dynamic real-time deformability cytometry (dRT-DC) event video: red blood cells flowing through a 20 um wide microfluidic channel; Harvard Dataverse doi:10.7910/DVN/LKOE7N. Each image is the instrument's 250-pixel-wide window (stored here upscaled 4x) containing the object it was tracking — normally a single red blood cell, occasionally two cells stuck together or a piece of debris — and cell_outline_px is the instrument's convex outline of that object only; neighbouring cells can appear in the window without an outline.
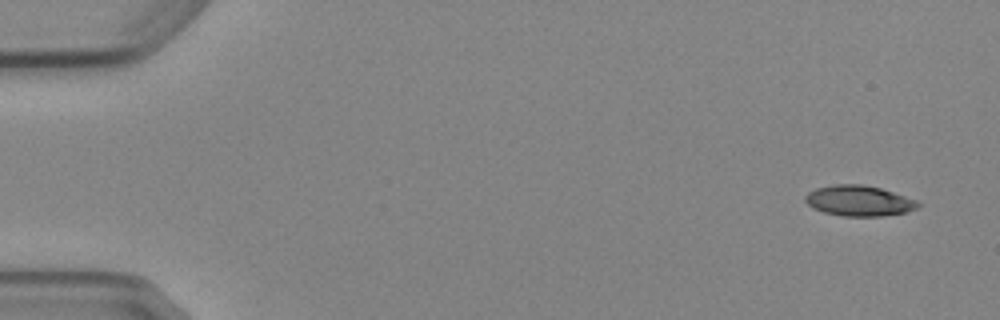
{"species": "Egyptian fruit bat (a non-hibernating species)", "species_latin": "Rousettus aegyptiacus", "temperature_condition": "cold", "stored_images_in_passage": 5, "camera_frame_rate_fps": 3000, "um_per_image_px": 0.085, "animal": {"sex": "female"}, "frame": {"image": 1, "passage_image": 1, "time_ms": 0.0, "image_size_px": [1000, 320], "cell_outline_px": [[920, 204], [916, 208], [908, 212], [880, 216], [844, 216], [824, 212], [812, 208], [804, 200], [804, 196], [808, 192], [816, 188], [836, 184], [860, 184], [880, 188], [920, 200]], "centroid_in_image_um": [73.03, 17.06], "position_along_channel_um": 12.0, "area_um2": 20.17}}
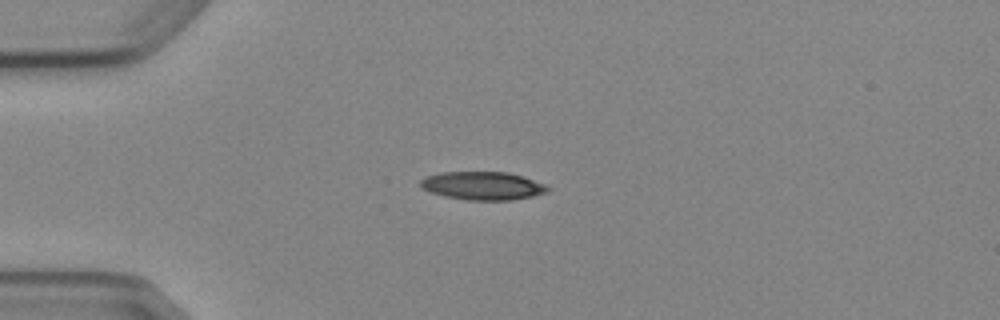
{"frame": {"image": 2, "passage_image": 4, "time_ms": 3.667, "image_size_px": [1000, 320], "cell_outline_px": [[552, 188], [548, 192], [532, 196], [512, 200], [468, 200], [444, 196], [432, 192], [424, 188], [420, 184], [420, 180], [428, 176], [440, 172], [508, 172], [544, 184]], "centroid_in_image_um": [41.05, 15.79], "position_along_channel_um": 43.9, "area_um2": 20.69}}